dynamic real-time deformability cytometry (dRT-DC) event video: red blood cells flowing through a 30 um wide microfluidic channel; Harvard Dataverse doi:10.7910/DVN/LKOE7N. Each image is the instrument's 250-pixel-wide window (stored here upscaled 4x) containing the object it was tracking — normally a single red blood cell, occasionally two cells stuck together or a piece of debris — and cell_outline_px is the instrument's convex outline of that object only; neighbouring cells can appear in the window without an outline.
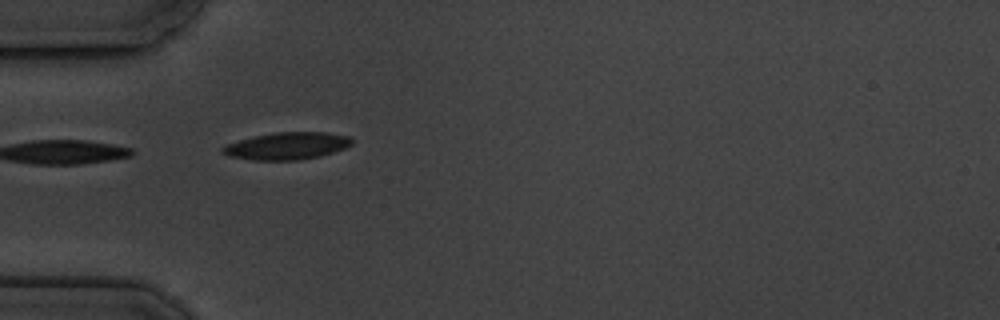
{"species": "common noctule bat (a hibernating species)", "species_latin": "Nyctalus noctula", "temperature_condition": "cold", "stored_images_in_passage": 6, "camera_frame_rate_fps": 3000, "um_per_image_px": 0.085, "animal": {"sex": "male", "body_mass_g": 19.5, "forearm_length_mm": 54.6}, "frame": {"image": 1, "passage_image": 5, "time_ms": 4.667, "image_size_px": [1000, 320], "cell_outline_px": [[352, 144], [344, 148], [320, 156], [296, 160], [252, 160], [228, 156], [220, 152], [220, 148], [228, 144], [240, 140], [256, 136], [276, 132], [328, 132], [348, 136], [352, 140]], "centroid_in_image_um": [24.37, 12.4], "position_along_channel_um": 60.6, "area_um2": 20.35}}